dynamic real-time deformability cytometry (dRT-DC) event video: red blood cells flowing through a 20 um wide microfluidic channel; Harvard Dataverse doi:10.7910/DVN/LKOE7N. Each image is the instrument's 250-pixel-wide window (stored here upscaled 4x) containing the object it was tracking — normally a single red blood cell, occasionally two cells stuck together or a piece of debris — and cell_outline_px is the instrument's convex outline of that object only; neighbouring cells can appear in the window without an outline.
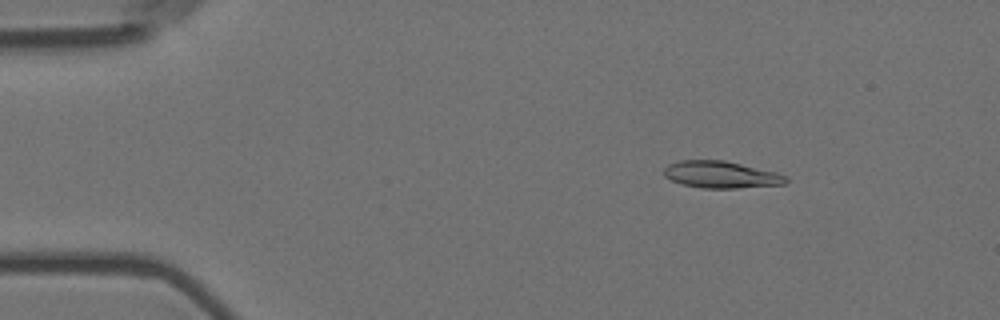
{"species": "Egyptian fruit bat (a non-hibernating species)", "species_latin": "Rousettus aegyptiacus", "temperature_condition": "room temperature", "stored_images_in_passage": 56, "camera_frame_rate_fps": 3000, "um_per_image_px": 0.085, "animal": {"sex": "female"}, "frame": {"image": 1, "passage_image": 8, "time_ms": 2.333, "image_size_px": [1000, 320], "cell_outline_px": [[788, 180], [784, 184], [736, 188], [700, 188], [680, 184], [664, 176], [664, 168], [668, 164], [680, 160], [724, 160], [776, 172], [788, 176]], "centroid_in_image_um": [61.27, 14.84], "position_along_channel_um": 23.7, "area_um2": 19.19}}
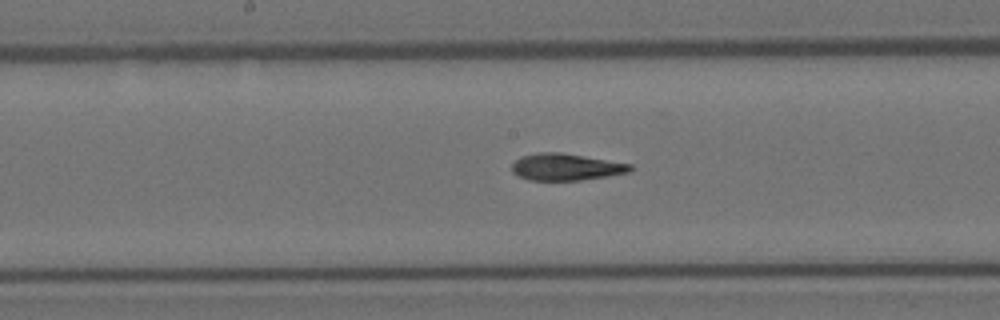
{"frame": {"image": 2, "passage_image": 29, "time_ms": 9.333, "image_size_px": [1000, 320], "cell_outline_px": [[632, 172], [608, 176], [580, 180], [528, 180], [512, 172], [512, 164], [520, 156], [540, 152], [560, 152], [632, 164]], "centroid_in_image_um": [48.11, 14.19], "position_along_channel_um": 200.1, "area_um2": 18.5}}
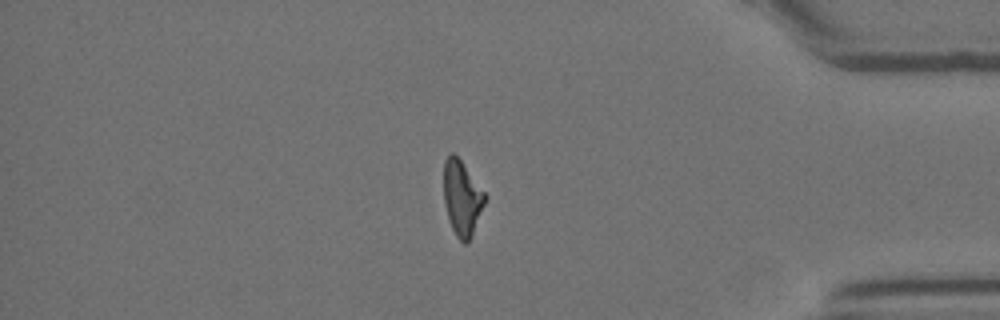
{"frame": {"image": 3, "passage_image": 48, "time_ms": 15.667, "image_size_px": [1000, 320], "cell_outline_px": [[488, 196], [472, 236], [464, 244], [456, 236], [448, 220], [444, 204], [444, 160], [452, 152], [460, 160]], "centroid_in_image_um": [39.27, 16.85], "position_along_channel_um": 395.9, "area_um2": 17.98}, "authors_computed_cell_mechanics": {"area_um2": 18.6694, "velocity_mm_per_s": 3.5795, "shape_relaxation_time_tau1_ms": 8.0002, "shape_relaxation_time_tau2_ms": 2.9906, "deformation_change_tau1": 0.2317, "deformation_change_tau2": 0.1027}}